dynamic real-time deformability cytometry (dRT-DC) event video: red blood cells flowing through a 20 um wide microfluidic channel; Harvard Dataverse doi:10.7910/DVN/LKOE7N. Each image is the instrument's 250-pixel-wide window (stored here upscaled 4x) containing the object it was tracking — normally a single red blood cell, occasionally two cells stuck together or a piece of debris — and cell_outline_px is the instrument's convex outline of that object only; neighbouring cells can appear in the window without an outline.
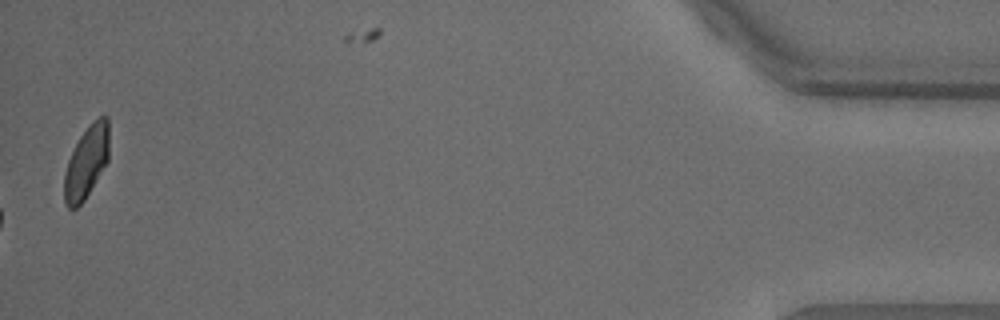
{"species": "common noctule bat (a hibernating species)", "species_latin": "Nyctalus noctula", "temperature_condition": "warm", "stored_images_in_passage": 39, "camera_frame_rate_fps": 3000, "um_per_image_px": 0.085, "animal": {"sex": "male", "body_mass_g": 18.8}, "frame": {"image": 1, "passage_image": 39, "time_ms": 12.667, "image_size_px": [1000, 320], "cell_outline_px": [[108, 160], [84, 200], [76, 208], [68, 208], [64, 204], [64, 176], [68, 160], [80, 136], [100, 116], [108, 116]], "centroid_in_image_um": [7.33, 13.82], "position_along_channel_um": 427.9, "area_um2": 18.38}}